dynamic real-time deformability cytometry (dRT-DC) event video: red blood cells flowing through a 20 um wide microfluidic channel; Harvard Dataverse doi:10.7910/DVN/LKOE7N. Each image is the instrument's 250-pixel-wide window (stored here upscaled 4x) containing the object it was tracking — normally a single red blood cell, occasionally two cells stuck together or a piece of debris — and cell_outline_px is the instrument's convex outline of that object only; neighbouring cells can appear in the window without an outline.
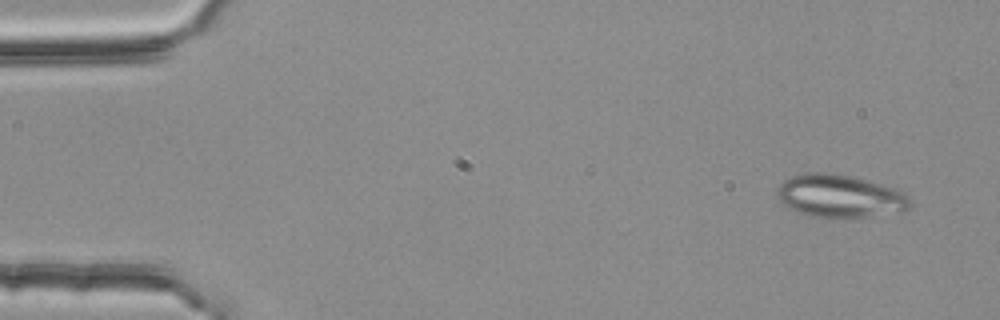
{"species": "common noctule bat (a hibernating species)", "species_latin": "Nyctalus noctula", "temperature_condition": "room temperature", "stored_images_in_passage": 4, "camera_frame_rate_fps": 3000, "um_per_image_px": 0.085, "animal": {"sex": "female", "body_mass_g": 25.1}, "frame": {"image": 1, "passage_image": 1, "time_ms": 0.0, "image_size_px": [1000, 320], "cell_outline_px": [[912, 204], [904, 212], [836, 220], [812, 216], [788, 208], [780, 200], [776, 192], [780, 184], [784, 180], [792, 176], [808, 172], [828, 172], [848, 176], [900, 188], [912, 200]], "centroid_in_image_um": [71.45, 16.69], "position_along_channel_um": 13.6, "area_um2": 33.87}}